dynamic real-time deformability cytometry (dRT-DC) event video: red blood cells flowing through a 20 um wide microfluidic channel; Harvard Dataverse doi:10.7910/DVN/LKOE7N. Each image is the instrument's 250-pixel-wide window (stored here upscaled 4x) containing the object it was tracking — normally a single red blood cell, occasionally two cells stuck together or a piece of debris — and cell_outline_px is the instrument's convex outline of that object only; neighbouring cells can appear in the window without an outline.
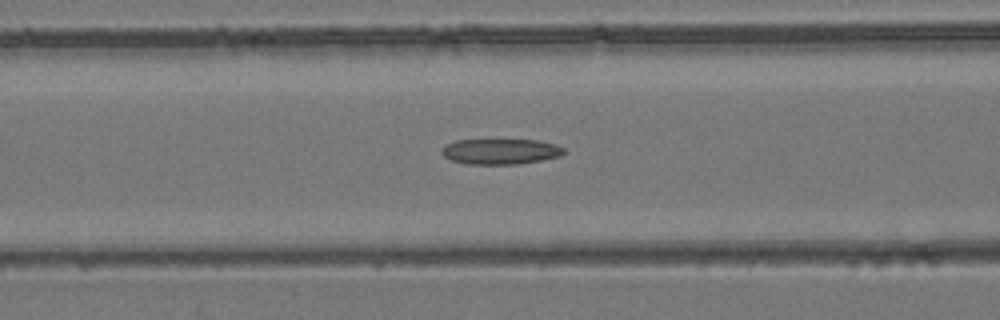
{"species": "common noctule bat (a hibernating species)", "species_latin": "Nyctalus noctula", "temperature_condition": "room temperature", "stored_images_in_passage": 48, "camera_frame_rate_fps": 3000, "um_per_image_px": 0.085, "animal": {"sex": "female", "body_mass_g": 24.6, "forearm_length_mm": 56.2}, "frame": {"image": 1, "passage_image": 17, "time_ms": 5.333, "image_size_px": [1000, 320], "cell_outline_px": [[564, 152], [560, 156], [540, 160], [516, 164], [468, 164], [452, 160], [444, 156], [440, 152], [448, 144], [456, 140], [536, 140], [556, 144], [564, 148]], "centroid_in_image_um": [42.55, 12.87], "position_along_channel_um": 124.0, "area_um2": 17.92}}
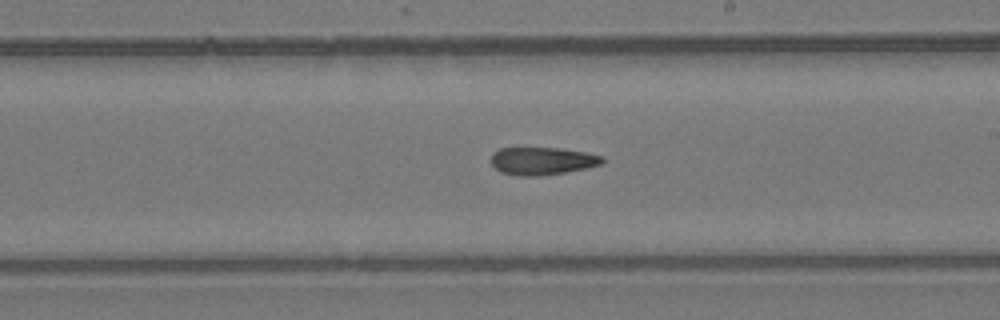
{"frame": {"image": 2, "passage_image": 26, "time_ms": 8.333, "image_size_px": [1000, 320], "cell_outline_px": [[604, 160], [600, 164], [584, 168], [564, 172], [540, 176], [520, 176], [500, 172], [492, 164], [492, 152], [500, 148], [560, 148], [584, 152], [600, 156]], "centroid_in_image_um": [46.03, 13.68], "position_along_channel_um": 243.0, "area_um2": 17.69}}
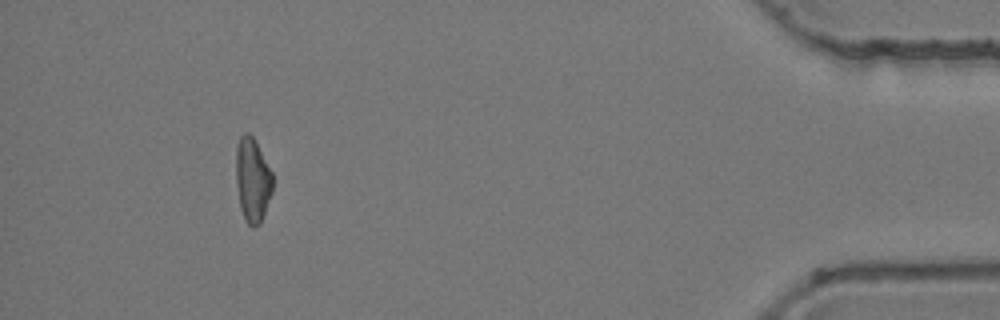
{"frame": {"image": 3, "passage_image": 44, "time_ms": 14.333, "image_size_px": [1000, 320], "cell_outline_px": [[272, 192], [260, 224], [252, 228], [244, 220], [240, 208], [236, 184], [236, 148], [240, 136], [244, 132], [248, 132], [252, 136], [272, 172]], "centroid_in_image_um": [21.44, 15.32], "position_along_channel_um": 413.8, "area_um2": 17.98}, "authors_computed_cell_mechanics": {"area_um2": 18.5538, "velocity_mm_per_s": 3.9688, "shape_relaxation_time_tau1_ms": null, "shape_relaxation_time_tau2_ms": 8.0834, "deformation_change_tau1": null, "deformation_change_tau2": 0.2}}